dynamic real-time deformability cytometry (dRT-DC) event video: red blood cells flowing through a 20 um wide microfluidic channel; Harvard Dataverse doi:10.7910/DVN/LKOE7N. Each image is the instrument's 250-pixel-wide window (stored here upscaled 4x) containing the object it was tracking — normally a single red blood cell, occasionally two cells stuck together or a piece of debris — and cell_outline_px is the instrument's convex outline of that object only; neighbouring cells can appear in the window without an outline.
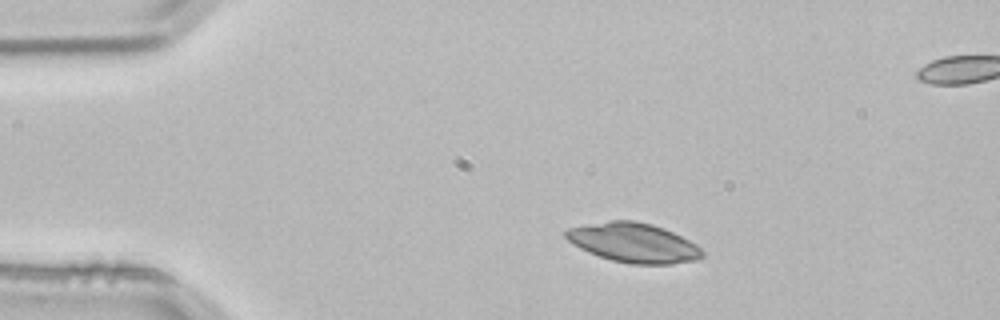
{"species": "common noctule bat (a hibernating species)", "species_latin": "Nyctalus noctula", "temperature_condition": "room temperature", "stored_images_in_passage": 3, "segment_of_instrument_passage": [1, 2], "camera_frame_rate_fps": 3000, "um_per_image_px": 0.085, "animal": {"sex": "male", "body_mass_g": 21.5, "forearm_length_mm": 52.0}, "frame": {"image": 1, "passage_image": 1, "time_ms": 0.0, "image_size_px": [1000, 320], "cell_outline_px": [[704, 256], [696, 260], [672, 264], [632, 264], [612, 260], [588, 252], [572, 244], [564, 236], [564, 232], [568, 228], [584, 224], [612, 220], [636, 220], [652, 224], [664, 228], [696, 244], [704, 252]], "centroid_in_image_um": [53.83, 20.62], "position_along_channel_um": 31.2, "area_um2": 31.44}}